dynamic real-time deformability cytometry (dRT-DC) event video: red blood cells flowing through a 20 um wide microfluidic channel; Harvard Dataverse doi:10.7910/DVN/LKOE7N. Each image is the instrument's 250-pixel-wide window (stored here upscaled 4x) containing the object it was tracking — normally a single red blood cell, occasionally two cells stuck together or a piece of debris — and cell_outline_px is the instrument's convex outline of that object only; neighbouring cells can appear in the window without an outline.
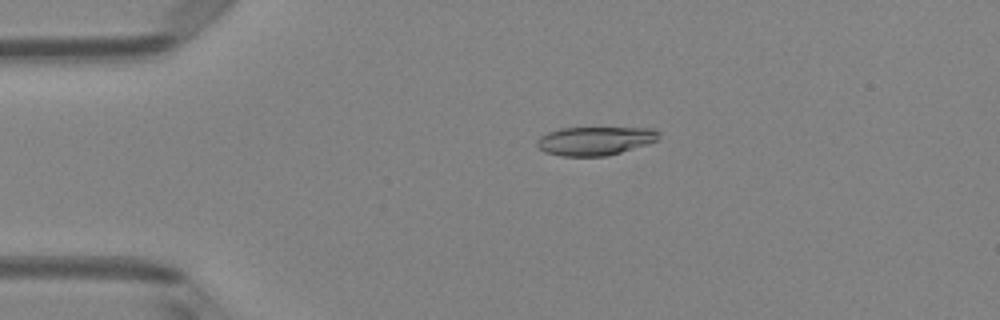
{"species": "Egyptian fruit bat (a non-hibernating species)", "species_latin": "Rousettus aegyptiacus", "temperature_condition": "room temperature", "stored_images_in_passage": 50, "camera_frame_rate_fps": 3000, "um_per_image_px": 0.085, "animal": {"sex": "female"}, "frame": {"image": 1, "passage_image": 11, "time_ms": 3.333, "image_size_px": [1000, 320], "cell_outline_px": [[660, 136], [656, 140], [648, 144], [620, 152], [604, 156], [560, 156], [544, 152], [536, 144], [536, 140], [540, 136], [548, 132], [560, 128], [652, 128], [660, 132]], "centroid_in_image_um": [50.56, 11.97], "position_along_channel_um": 34.4, "area_um2": 20.29}}
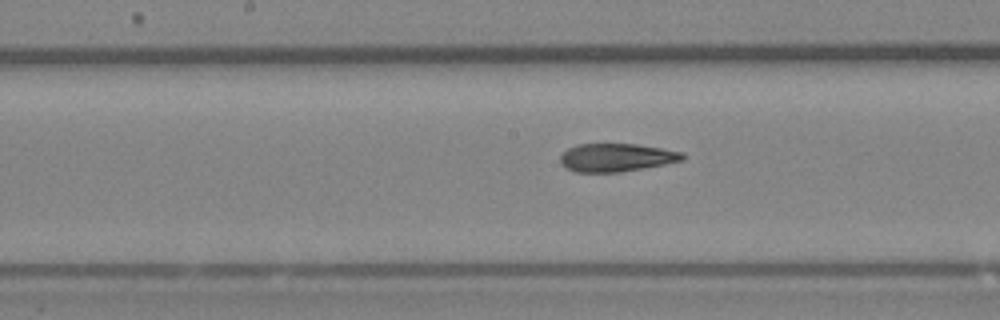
{"frame": {"image": 2, "passage_image": 26, "time_ms": 8.333, "image_size_px": [1000, 320], "cell_outline_px": [[684, 160], [664, 164], [620, 172], [576, 172], [568, 168], [560, 160], [560, 156], [568, 148], [576, 144], [636, 144], [684, 152]], "centroid_in_image_um": [52.4, 13.38], "position_along_channel_um": 195.8, "area_um2": 19.83}}
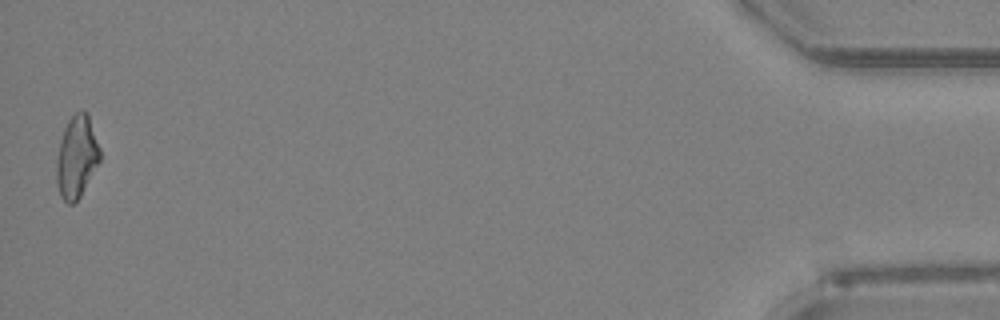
{"frame": {"image": 3, "passage_image": 50, "time_ms": 16.333, "image_size_px": [1000, 320], "cell_outline_px": [[100, 160], [80, 196], [72, 204], [68, 204], [60, 196], [56, 184], [56, 156], [60, 140], [64, 128], [68, 120], [76, 112], [88, 112], [100, 148]], "centroid_in_image_um": [6.5, 13.33], "position_along_channel_um": 428.7, "area_um2": 20.81}, "authors_computed_cell_mechanics": {"area_um2": 20.7502, "velocity_mm_per_s": 4.0764, "shape_relaxation_time_tau1_ms": null, "shape_relaxation_time_tau2_ms": 2.7193, "deformation_change_tau1": null, "deformation_change_tau2": 0.1152}}